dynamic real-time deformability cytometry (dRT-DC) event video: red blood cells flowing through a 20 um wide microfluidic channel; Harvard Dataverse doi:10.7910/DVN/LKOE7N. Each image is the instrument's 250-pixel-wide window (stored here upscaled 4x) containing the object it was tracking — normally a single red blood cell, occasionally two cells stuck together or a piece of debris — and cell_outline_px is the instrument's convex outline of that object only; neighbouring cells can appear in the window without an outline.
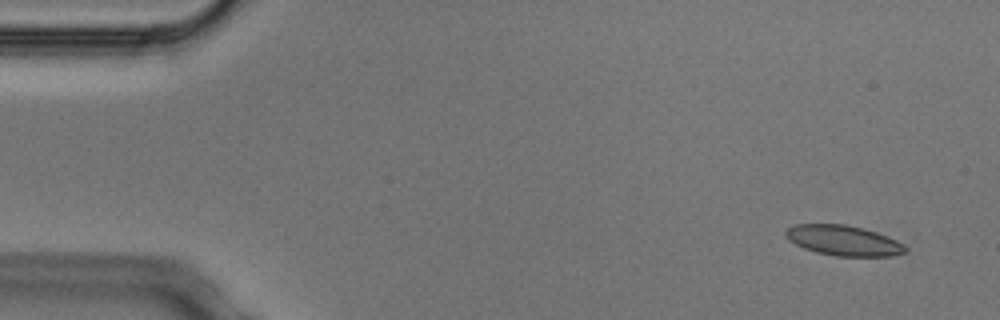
{"species": "Egyptian fruit bat (a non-hibernating species)", "species_latin": "Rousettus aegyptiacus", "temperature_condition": "cold", "stored_images_in_passage": 4, "camera_frame_rate_fps": 3000, "um_per_image_px": 0.085, "animal": {"sex": "male"}, "frame": {"image": 1, "passage_image": 1, "time_ms": 0.0, "image_size_px": [1000, 320], "cell_outline_px": [[908, 252], [892, 256], [836, 256], [816, 252], [804, 248], [788, 240], [784, 236], [784, 232], [792, 224], [844, 224], [864, 228], [876, 232], [896, 240], [904, 244], [908, 248]], "centroid_in_image_um": [71.7, 20.44], "position_along_channel_um": 13.3, "area_um2": 21.27}}
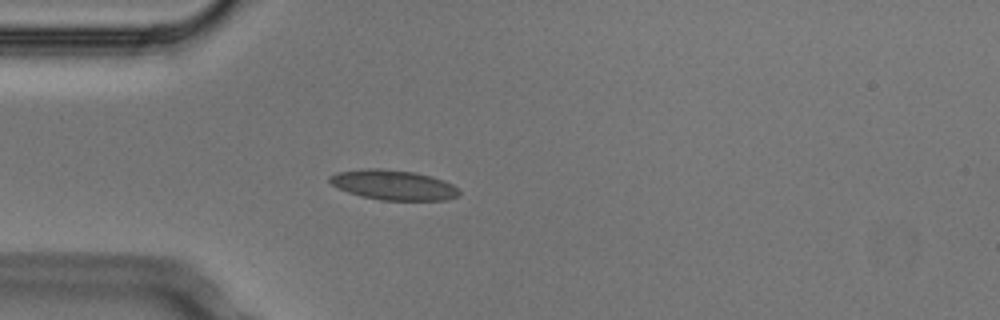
{"frame": {"image": 2, "passage_image": 4, "time_ms": 1.0, "image_size_px": [1000, 320], "cell_outline_px": [[460, 196], [444, 200], [380, 200], [360, 196], [348, 192], [332, 184], [328, 180], [328, 176], [336, 172], [360, 168], [380, 168], [416, 172], [432, 176], [444, 180], [452, 184], [460, 192]], "centroid_in_image_um": [33.43, 15.71], "position_along_channel_um": 51.6, "area_um2": 22.83}}